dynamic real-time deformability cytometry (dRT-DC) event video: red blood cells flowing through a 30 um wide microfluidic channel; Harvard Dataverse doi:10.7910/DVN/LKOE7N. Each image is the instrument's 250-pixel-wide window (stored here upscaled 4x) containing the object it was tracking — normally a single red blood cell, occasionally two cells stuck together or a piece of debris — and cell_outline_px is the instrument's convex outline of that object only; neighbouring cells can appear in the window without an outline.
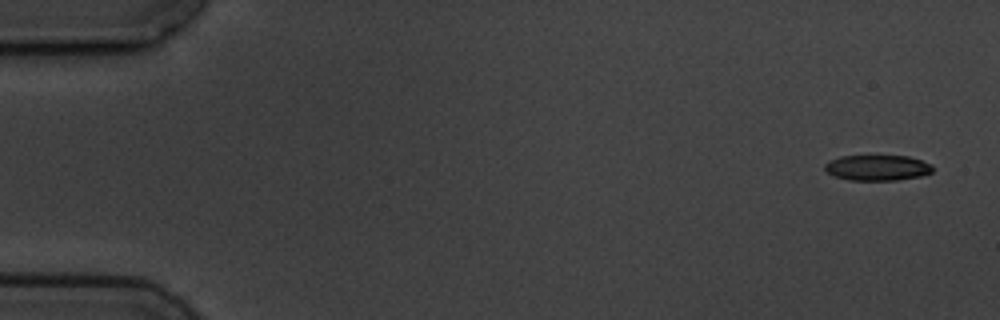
{"species": "common noctule bat (a hibernating species)", "species_latin": "Nyctalus noctula", "temperature_condition": "cold", "stored_images_in_passage": 5, "camera_frame_rate_fps": 3000, "um_per_image_px": 0.085, "animal": {"sex": "male", "body_mass_g": 19.5, "forearm_length_mm": 54.6}, "frame": {"image": 1, "passage_image": 1, "time_ms": 0.0, "image_size_px": [1000, 320], "cell_outline_px": [[932, 172], [920, 176], [896, 180], [848, 180], [832, 176], [824, 168], [824, 164], [828, 160], [840, 156], [908, 156], [932, 164]], "centroid_in_image_um": [74.53, 14.26], "position_along_channel_um": 10.5, "area_um2": 16.13}}
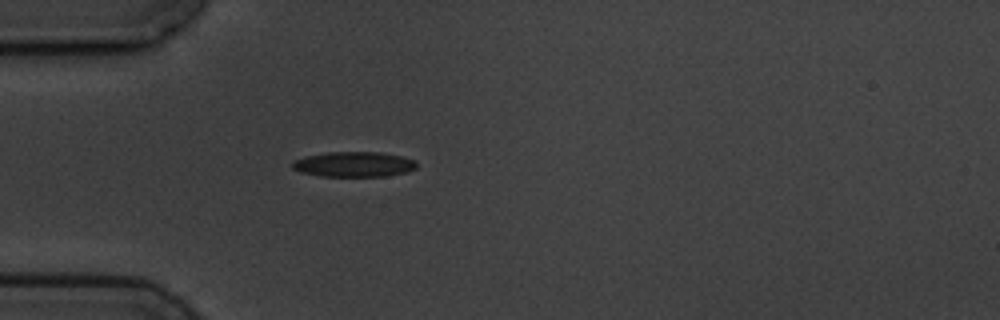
{"frame": {"image": 2, "passage_image": 5, "time_ms": 4.667, "image_size_px": [1000, 320], "cell_outline_px": [[416, 168], [408, 172], [388, 176], [320, 176], [300, 172], [292, 168], [292, 160], [304, 156], [328, 152], [380, 152], [404, 156], [416, 160]], "centroid_in_image_um": [30.09, 13.96], "position_along_channel_um": 54.9, "area_um2": 18.5}}